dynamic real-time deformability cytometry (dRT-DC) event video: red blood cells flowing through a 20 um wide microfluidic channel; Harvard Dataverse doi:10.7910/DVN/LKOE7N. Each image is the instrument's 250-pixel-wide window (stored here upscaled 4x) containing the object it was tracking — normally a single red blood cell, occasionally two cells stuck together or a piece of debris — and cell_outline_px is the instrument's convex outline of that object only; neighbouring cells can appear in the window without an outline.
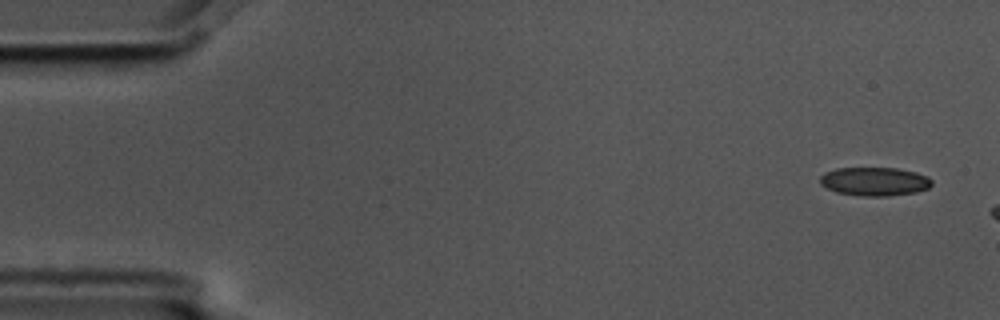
{"species": "common noctule bat (a hibernating species)", "species_latin": "Nyctalus noctula", "temperature_condition": "cold", "stored_images_in_passage": 3, "camera_frame_rate_fps": 3000, "um_per_image_px": 0.085, "animal": {"sex": "male", "body_mass_g": 17.5, "forearm_length_mm": 52.3}, "frame": {"image": 1, "passage_image": 1, "time_ms": 0.0, "image_size_px": [1000, 320], "cell_outline_px": [[932, 184], [928, 188], [916, 192], [888, 196], [860, 196], [836, 192], [820, 184], [820, 176], [824, 172], [836, 168], [896, 168], [916, 172], [928, 176], [932, 180]], "centroid_in_image_um": [74.34, 15.42], "position_along_channel_um": 10.7, "area_um2": 18.73}}